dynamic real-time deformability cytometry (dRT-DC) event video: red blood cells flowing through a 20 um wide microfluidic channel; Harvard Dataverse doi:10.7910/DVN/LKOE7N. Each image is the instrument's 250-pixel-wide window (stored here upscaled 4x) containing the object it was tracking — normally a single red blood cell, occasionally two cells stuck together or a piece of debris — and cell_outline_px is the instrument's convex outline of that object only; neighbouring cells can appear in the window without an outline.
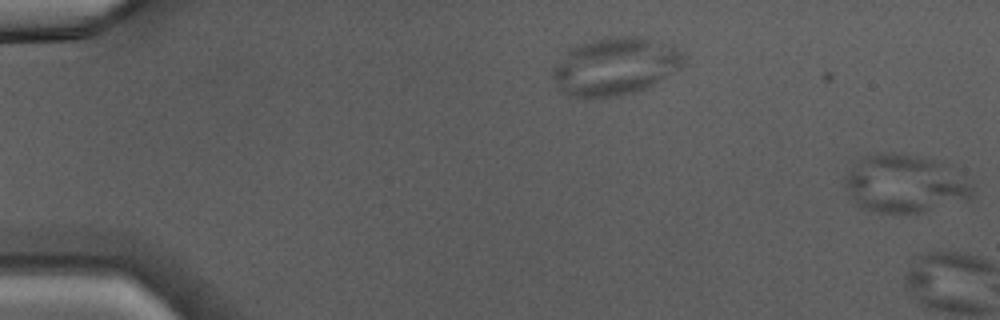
{"species": "Egyptian fruit bat (a non-hibernating species)", "species_latin": "Rousettus aegyptiacus", "temperature_condition": "warm", "stored_images_in_passage": 6, "segment_of_instrument_passage": [2, 2], "camera_frame_rate_fps": 3000, "um_per_image_px": 0.085, "animal": {"sex": "male"}, "frame": {"image": 1, "passage_image": 6, "time_ms": 1.667, "image_size_px": [1000, 320], "cell_outline_px": [[976, 192], [972, 196], [964, 200], [924, 212], [876, 212], [860, 208], [848, 196], [844, 188], [844, 176], [864, 156], [880, 152], [892, 152], [940, 160], [972, 184]], "centroid_in_image_um": [76.88, 15.62], "position_along_channel_um": 8.1, "area_um2": 43.18}}